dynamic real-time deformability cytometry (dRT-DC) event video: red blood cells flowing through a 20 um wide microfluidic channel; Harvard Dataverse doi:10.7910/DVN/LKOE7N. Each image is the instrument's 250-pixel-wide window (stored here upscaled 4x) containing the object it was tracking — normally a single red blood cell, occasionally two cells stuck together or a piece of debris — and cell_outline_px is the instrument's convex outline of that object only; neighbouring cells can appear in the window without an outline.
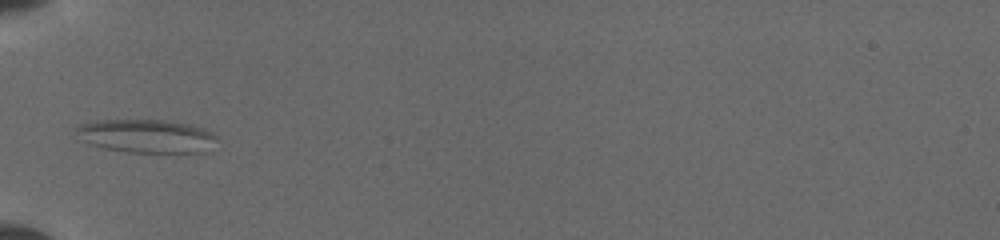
{"species": "common noctule bat (a hibernating species)", "species_latin": "Nyctalus noctula", "temperature_condition": "cold", "stored_images_in_passage": 5, "camera_frame_rate_fps": 3000, "um_per_image_px": 0.085, "animal": {"sex": "female", "body_mass_g": 19.5, "forearm_length_mm": 54.1}, "frame": {"image": 1, "passage_image": 1, "time_ms": 0.0, "image_size_px": [1000, 240], "cell_outline_px": [[216, 136], [204, 152], [128, 152], [104, 148], [88, 144], [76, 140], [76, 128], [80, 124], [96, 120], [172, 120], [204, 128], [212, 132]], "centroid_in_image_um": [12.33, 11.55], "position_along_channel_um": 72.7, "area_um2": 27.46}}
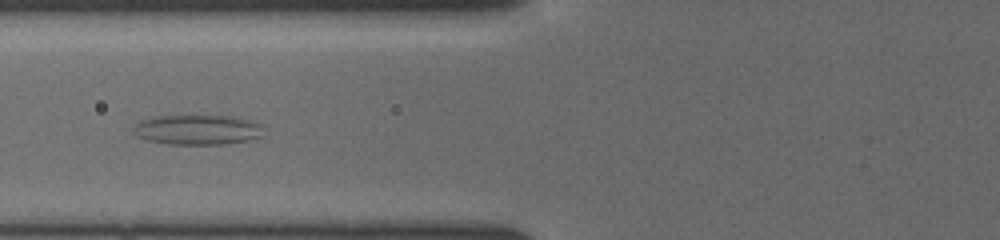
{"frame": {"image": 2, "passage_image": 3, "time_ms": 1.0, "image_size_px": [1000, 240], "cell_outline_px": [[264, 136], [248, 140], [224, 144], [168, 144], [148, 140], [136, 136], [132, 132], [136, 124], [140, 120], [156, 116], [232, 116], [252, 120], [260, 124]], "centroid_in_image_um": [16.79, 11.03], "position_along_channel_um": 109.0, "area_um2": 22.77}}